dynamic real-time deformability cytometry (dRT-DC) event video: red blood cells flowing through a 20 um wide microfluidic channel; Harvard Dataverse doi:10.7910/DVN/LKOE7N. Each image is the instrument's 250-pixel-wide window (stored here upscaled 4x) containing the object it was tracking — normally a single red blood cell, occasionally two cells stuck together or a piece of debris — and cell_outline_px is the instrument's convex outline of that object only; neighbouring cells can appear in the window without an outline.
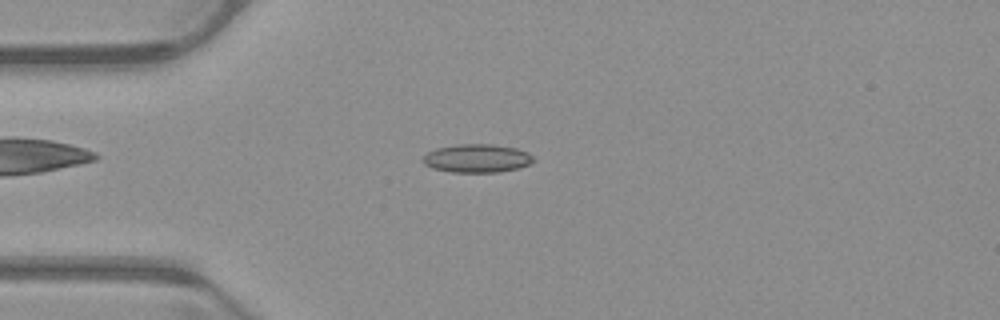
{"species": "common noctule bat (a hibernating species)", "species_latin": "Nyctalus noctula", "temperature_condition": "warm", "stored_images_in_passage": 51, "camera_frame_rate_fps": 3000, "um_per_image_px": 0.085, "animal": {"sex": "male", "body_mass_g": 23.1, "forearm_length_mm": 52.7}, "frame": {"image": 1, "passage_image": 13, "time_ms": 4.0, "image_size_px": [1000, 320], "cell_outline_px": [[536, 160], [528, 164], [516, 168], [500, 172], [452, 172], [432, 168], [424, 164], [424, 156], [428, 152], [436, 148], [456, 144], [492, 144], [516, 148], [528, 152]], "centroid_in_image_um": [40.55, 13.45], "position_along_channel_um": 44.5, "area_um2": 18.21}}
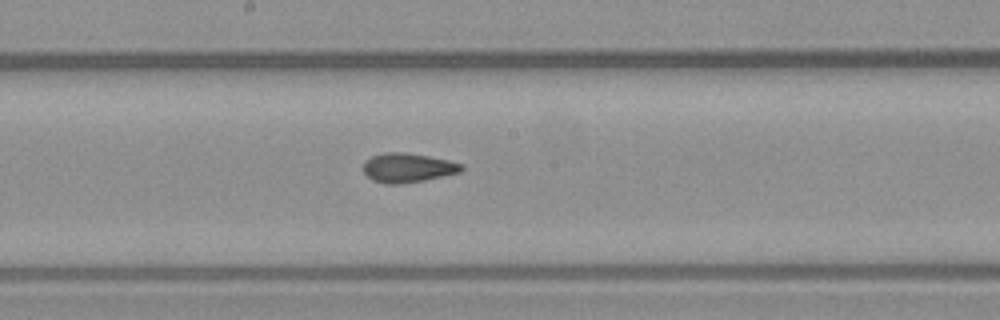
{"frame": {"image": 2, "passage_image": 27, "time_ms": 8.667, "image_size_px": [1000, 320], "cell_outline_px": [[464, 168], [460, 172], [424, 180], [400, 184], [384, 184], [372, 180], [364, 172], [364, 160], [372, 156], [384, 152], [404, 152], [428, 156], [448, 160], [464, 164]], "centroid_in_image_um": [34.65, 14.25], "position_along_channel_um": 213.6, "area_um2": 16.76}}
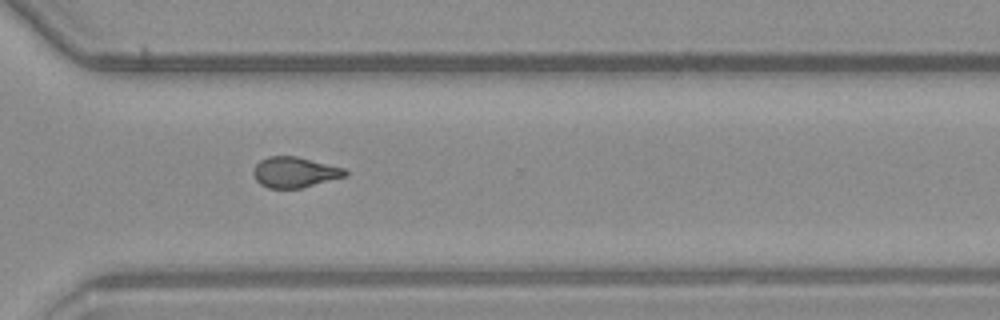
{"frame": {"image": 3, "passage_image": 37, "time_ms": 12.0, "image_size_px": [1000, 320], "cell_outline_px": [[348, 176], [304, 188], [268, 188], [260, 184], [256, 180], [252, 172], [256, 164], [260, 160], [268, 156], [296, 156], [344, 168], [348, 172]], "centroid_in_image_um": [25.06, 14.65], "position_along_channel_um": 345.5, "area_um2": 16.53}, "authors_computed_cell_mechanics": {"area_um2": 16.7042, "velocity_mm_per_s": 3.977, "shape_relaxation_time_tau1_ms": 5.6982, "shape_relaxation_time_tau2_ms": 1.3864, "deformation_change_tau1": 0.1627, "deformation_change_tau2": 0.0819}}